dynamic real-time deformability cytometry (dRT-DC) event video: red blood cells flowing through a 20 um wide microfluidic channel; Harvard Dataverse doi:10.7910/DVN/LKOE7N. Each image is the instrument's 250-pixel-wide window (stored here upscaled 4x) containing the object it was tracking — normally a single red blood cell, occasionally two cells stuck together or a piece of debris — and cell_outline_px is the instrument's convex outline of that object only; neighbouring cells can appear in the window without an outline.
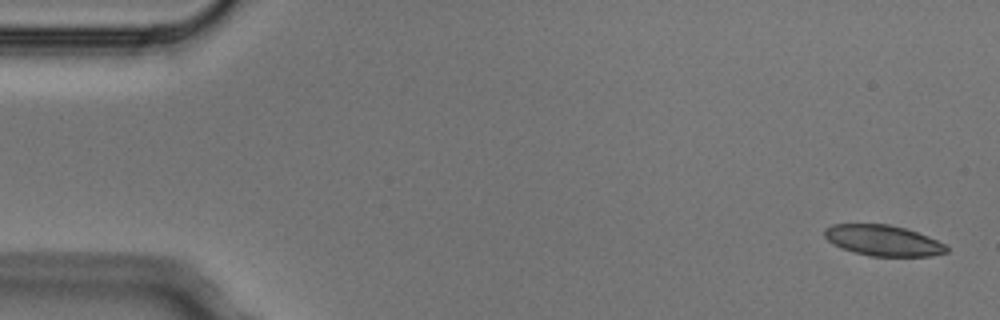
{"species": "Egyptian fruit bat (a non-hibernating species)", "species_latin": "Rousettus aegyptiacus", "temperature_condition": "cold", "stored_images_in_passage": 5, "camera_frame_rate_fps": 3000, "um_per_image_px": 0.085, "animal": {"sex": "male"}, "frame": {"image": 1, "passage_image": 1, "time_ms": 0.0, "image_size_px": [1000, 320], "cell_outline_px": [[948, 252], [932, 256], [872, 256], [852, 252], [832, 244], [824, 236], [824, 228], [832, 224], [888, 224], [904, 228], [928, 236], [944, 244], [948, 248]], "centroid_in_image_um": [75.03, 20.44], "position_along_channel_um": 10.0, "area_um2": 21.85}}